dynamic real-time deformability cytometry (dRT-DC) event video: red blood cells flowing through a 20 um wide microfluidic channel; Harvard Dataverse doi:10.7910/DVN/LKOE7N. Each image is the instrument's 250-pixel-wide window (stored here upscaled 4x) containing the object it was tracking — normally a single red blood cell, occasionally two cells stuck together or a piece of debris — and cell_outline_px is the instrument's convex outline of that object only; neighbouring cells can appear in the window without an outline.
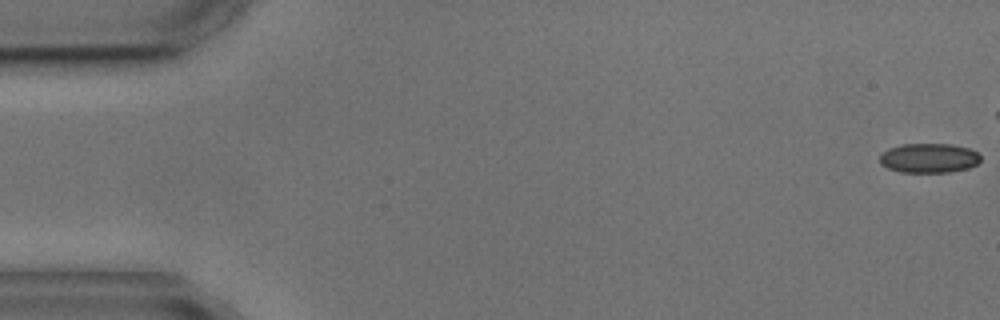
{"species": "common noctule bat (a hibernating species)", "species_latin": "Nyctalus noctula", "temperature_condition": "cold", "stored_images_in_passage": 5, "camera_frame_rate_fps": 3000, "um_per_image_px": 0.085, "animal": {"sex": "male", "body_mass_g": 17.9, "forearm_length_mm": 54.2}, "frame": {"image": 1, "passage_image": 1, "time_ms": 0.0, "image_size_px": [1000, 320], "cell_outline_px": [[980, 160], [976, 164], [968, 168], [948, 172], [900, 172], [888, 168], [880, 164], [880, 156], [888, 148], [904, 144], [952, 144], [968, 148], [976, 152], [980, 156]], "centroid_in_image_um": [78.95, 13.43], "position_along_channel_um": 6.1, "area_um2": 17.22}}